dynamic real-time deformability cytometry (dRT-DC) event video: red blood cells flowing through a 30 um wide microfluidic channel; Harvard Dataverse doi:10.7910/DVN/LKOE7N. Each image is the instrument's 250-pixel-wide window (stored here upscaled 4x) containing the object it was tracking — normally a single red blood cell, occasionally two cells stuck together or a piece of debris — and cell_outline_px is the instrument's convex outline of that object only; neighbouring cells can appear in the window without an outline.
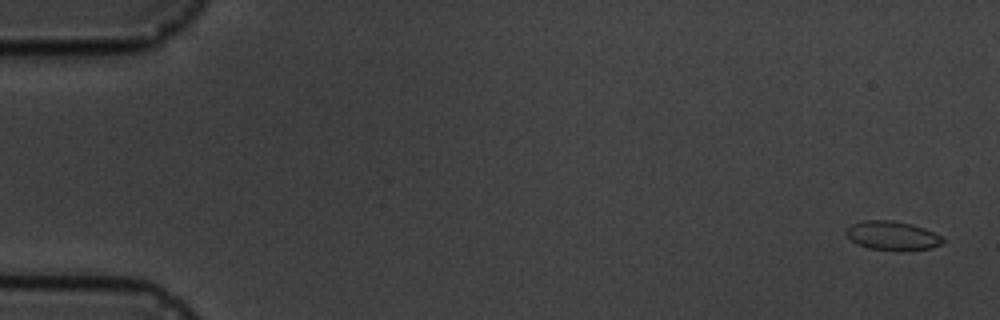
{"species": "common noctule bat (a hibernating species)", "species_latin": "Nyctalus noctula", "temperature_condition": "cold", "stored_images_in_passage": 7, "camera_frame_rate_fps": 3000, "um_per_image_px": 0.085, "animal": {"sex": "male", "body_mass_g": 19.5, "forearm_length_mm": 54.6}, "frame": {"image": 1, "passage_image": 1, "time_ms": 0.0, "image_size_px": [1000, 320], "cell_outline_px": [[944, 244], [932, 248], [900, 252], [868, 248], [856, 244], [844, 232], [852, 224], [864, 220], [892, 220], [912, 224], [924, 228], [940, 236], [944, 240]], "centroid_in_image_um": [75.87, 20.05], "position_along_channel_um": 9.1, "area_um2": 16.59}}
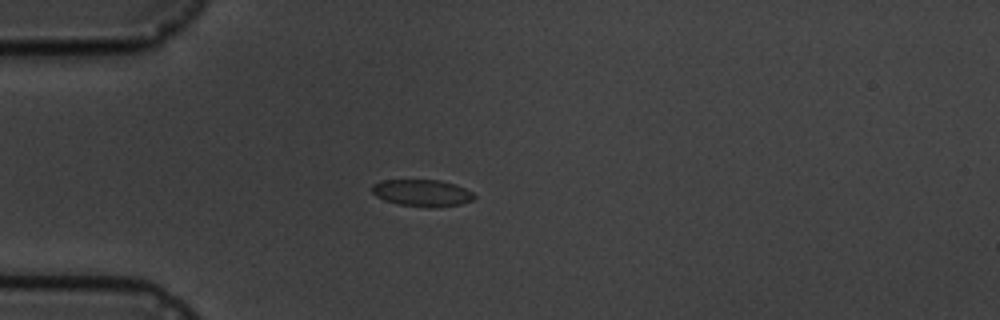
{"frame": {"image": 2, "passage_image": 5, "time_ms": 4.667, "image_size_px": [1000, 320], "cell_outline_px": [[476, 196], [472, 200], [460, 204], [436, 208], [432, 208], [396, 204], [384, 200], [376, 196], [372, 192], [372, 184], [380, 180], [440, 180], [464, 188], [472, 192]], "centroid_in_image_um": [35.85, 16.41], "position_along_channel_um": 49.2, "area_um2": 16.07}}
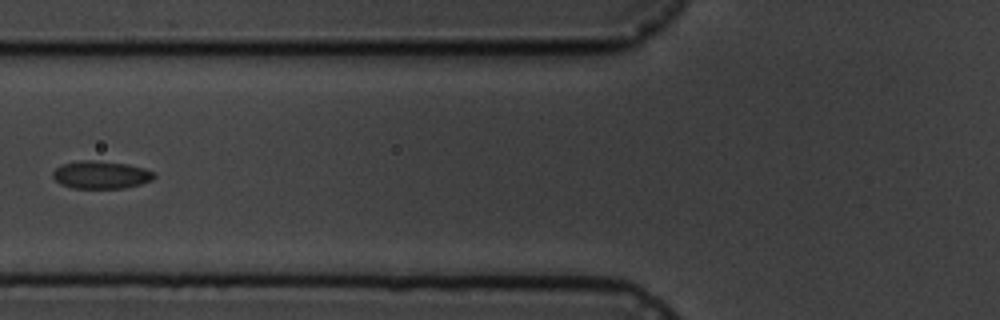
{"frame": {"image": 3, "passage_image": 7, "time_ms": 7.0, "image_size_px": [1000, 320], "cell_outline_px": [[156, 176], [152, 180], [140, 184], [124, 188], [72, 188], [60, 184], [52, 176], [52, 172], [56, 168], [64, 164], [80, 160], [92, 160], [128, 164], [144, 168], [152, 172]], "centroid_in_image_um": [8.57, 14.86], "position_along_channel_um": 117.2, "area_um2": 16.3}}